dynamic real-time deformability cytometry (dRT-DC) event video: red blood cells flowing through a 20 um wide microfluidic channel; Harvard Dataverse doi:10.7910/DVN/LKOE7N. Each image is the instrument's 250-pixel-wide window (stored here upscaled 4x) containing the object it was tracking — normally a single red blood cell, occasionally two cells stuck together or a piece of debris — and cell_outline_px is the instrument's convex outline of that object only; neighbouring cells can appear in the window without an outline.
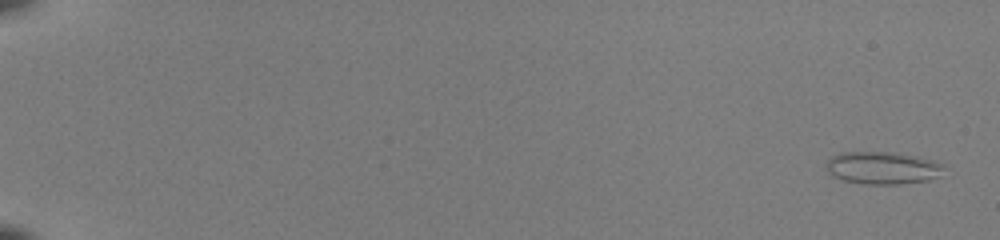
{"species": "common noctule bat (a hibernating species)", "species_latin": "Nyctalus noctula", "temperature_condition": "room temperature", "stored_images_in_passage": 53, "camera_frame_rate_fps": 3000, "um_per_image_px": 0.085, "animal": {"sex": "female", "body_mass_g": 22.0, "forearm_length_mm": 56.7}, "frame": {"image": 1, "passage_image": 2, "time_ms": 0.333, "image_size_px": [1000, 240], "cell_outline_px": [[944, 164], [940, 176], [928, 180], [900, 184], [864, 184], [844, 180], [832, 176], [828, 172], [828, 160], [832, 156], [840, 152], [896, 152], [916, 156], [932, 160]], "centroid_in_image_um": [75.03, 14.27], "position_along_channel_um": 10.0, "area_um2": 22.25}}
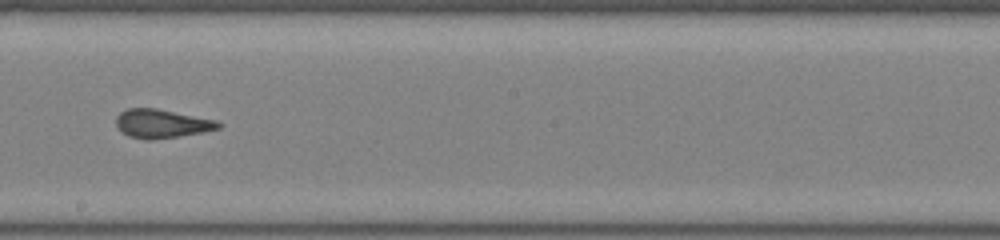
{"frame": {"image": 2, "passage_image": 33, "time_ms": 10.667, "image_size_px": [1000, 240], "cell_outline_px": [[224, 124], [220, 128], [204, 132], [180, 136], [152, 140], [144, 140], [128, 136], [116, 128], [116, 116], [120, 112], [128, 108], [156, 108], [216, 120]], "centroid_in_image_um": [13.73, 10.52], "position_along_channel_um": 234.5, "area_um2": 17.34}}
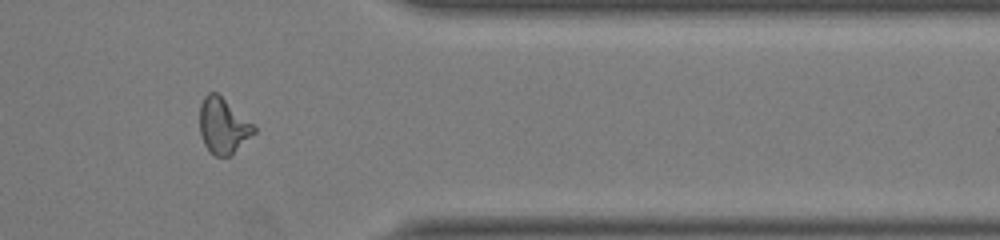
{"frame": {"image": 3, "passage_image": 45, "time_ms": 14.667, "image_size_px": [1000, 240], "cell_outline_px": [[256, 132], [228, 156], [216, 156], [204, 144], [200, 132], [200, 104], [204, 96], [208, 92], [216, 92], [252, 124], [256, 128]], "centroid_in_image_um": [18.93, 10.68], "position_along_channel_um": 392.5, "area_um2": 16.99}}